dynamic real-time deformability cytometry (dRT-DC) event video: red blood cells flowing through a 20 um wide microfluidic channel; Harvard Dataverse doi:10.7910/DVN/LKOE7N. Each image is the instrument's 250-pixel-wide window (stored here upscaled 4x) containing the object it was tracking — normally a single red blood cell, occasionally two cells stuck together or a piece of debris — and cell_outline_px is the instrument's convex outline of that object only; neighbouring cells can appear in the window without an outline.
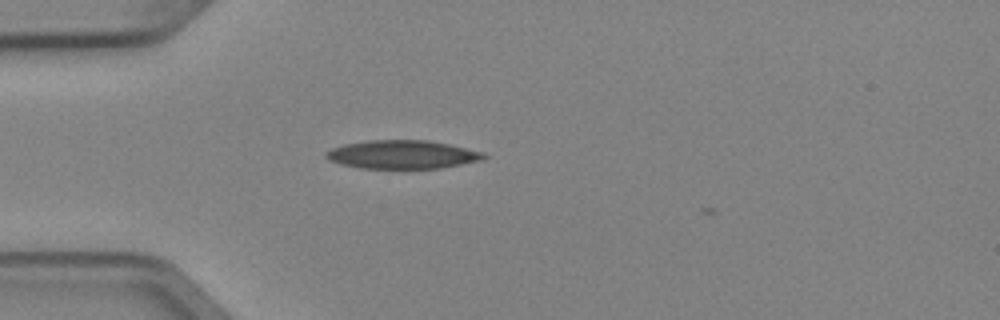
{"species": "Egyptian fruit bat (a non-hibernating species)", "species_latin": "Rousettus aegyptiacus", "temperature_condition": "cold", "stored_images_in_passage": 1, "camera_frame_rate_fps": 3000, "um_per_image_px": 0.085, "animal": {"sex": "female"}, "frame": {"image": 1, "passage_image": 1, "time_ms": 0.0, "image_size_px": [1000, 320], "cell_outline_px": [[488, 156], [480, 160], [440, 168], [360, 168], [340, 164], [328, 160], [324, 156], [324, 152], [332, 148], [344, 144], [368, 140], [428, 140], [448, 144], [484, 152]], "centroid_in_image_um": [34.15, 13.13], "position_along_channel_um": 50.9, "area_um2": 26.13}}